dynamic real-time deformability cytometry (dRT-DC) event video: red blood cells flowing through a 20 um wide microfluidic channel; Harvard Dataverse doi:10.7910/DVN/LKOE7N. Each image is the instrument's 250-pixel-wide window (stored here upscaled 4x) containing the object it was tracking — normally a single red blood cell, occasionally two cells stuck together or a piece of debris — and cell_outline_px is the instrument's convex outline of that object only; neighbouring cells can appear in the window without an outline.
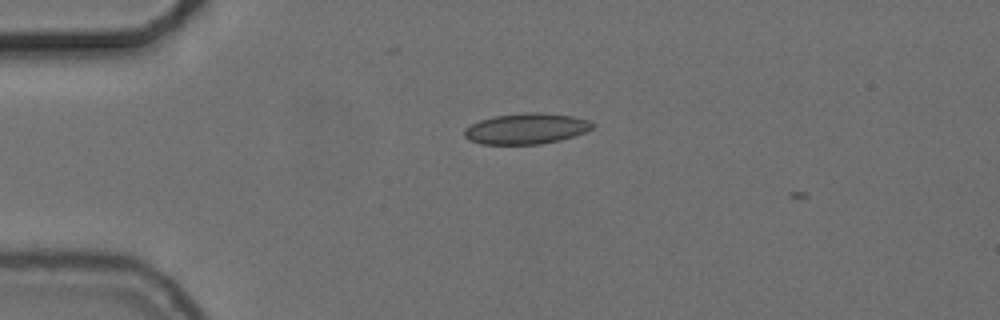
{"species": "common noctule bat (a hibernating species)", "species_latin": "Nyctalus noctula", "temperature_condition": "cold", "stored_images_in_passage": 2, "camera_frame_rate_fps": 3000, "um_per_image_px": 0.085, "animal": {"sex": "female", "body_mass_g": 24.6, "forearm_length_mm": 56.2}, "frame": {"image": 1, "passage_image": 1, "time_ms": 0.0, "image_size_px": [1000, 320], "cell_outline_px": [[596, 124], [592, 128], [584, 132], [560, 140], [540, 144], [480, 144], [468, 140], [464, 136], [464, 128], [480, 120], [492, 116], [528, 112], [540, 112], [572, 116], [588, 120]], "centroid_in_image_um": [44.7, 10.93], "position_along_channel_um": 40.3, "area_um2": 23.0}}